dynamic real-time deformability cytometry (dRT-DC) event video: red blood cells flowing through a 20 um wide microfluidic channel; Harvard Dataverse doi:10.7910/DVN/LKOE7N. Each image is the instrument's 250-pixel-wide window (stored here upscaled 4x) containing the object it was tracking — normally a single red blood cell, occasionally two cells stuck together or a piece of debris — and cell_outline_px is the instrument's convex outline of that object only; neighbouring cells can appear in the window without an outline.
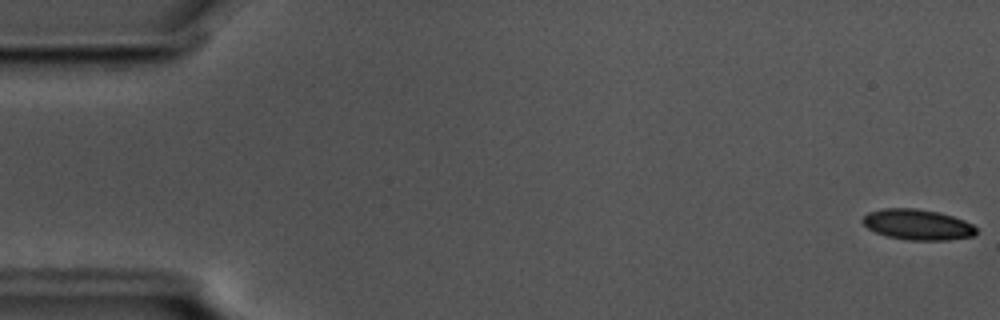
{"species": "common noctule bat (a hibernating species)", "species_latin": "Nyctalus noctula", "temperature_condition": "cold", "stored_images_in_passage": 9, "camera_frame_rate_fps": 3000, "um_per_image_px": 0.085, "animal": {"sex": "male", "body_mass_g": 17.5, "forearm_length_mm": 52.3}, "frame": {"image": 1, "passage_image": 1, "time_ms": 0.0, "image_size_px": [1000, 320], "cell_outline_px": [[976, 232], [972, 236], [948, 240], [908, 240], [888, 236], [876, 232], [868, 228], [860, 220], [868, 212], [884, 208], [916, 208], [940, 212], [964, 220], [972, 224], [976, 228]], "centroid_in_image_um": [77.98, 19.08], "position_along_channel_um": 7.0, "area_um2": 20.23}}